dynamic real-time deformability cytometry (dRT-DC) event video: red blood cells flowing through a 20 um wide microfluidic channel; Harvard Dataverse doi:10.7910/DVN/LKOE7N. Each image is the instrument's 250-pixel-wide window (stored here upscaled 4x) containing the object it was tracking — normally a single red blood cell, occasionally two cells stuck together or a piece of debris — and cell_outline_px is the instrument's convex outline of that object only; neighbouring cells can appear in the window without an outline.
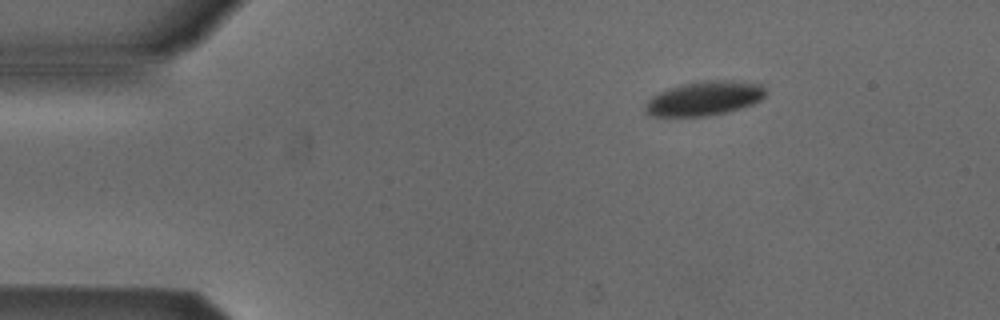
{"species": "Egyptian fruit bat (a non-hibernating species)", "species_latin": "Rousettus aegyptiacus", "temperature_condition": "cold", "stored_images_in_passage": 3, "camera_frame_rate_fps": 3000, "um_per_image_px": 0.085, "animal": {"sex": "male"}, "frame": {"image": 1, "passage_image": 1, "time_ms": 0.0, "image_size_px": [1000, 320], "cell_outline_px": [[764, 96], [760, 100], [752, 104], [740, 108], [708, 116], [652, 116], [644, 112], [644, 104], [652, 96], [668, 88], [680, 84], [708, 80], [732, 80], [760, 84], [764, 88]], "centroid_in_image_um": [59.82, 8.36], "position_along_channel_um": 25.2, "area_um2": 23.93}}